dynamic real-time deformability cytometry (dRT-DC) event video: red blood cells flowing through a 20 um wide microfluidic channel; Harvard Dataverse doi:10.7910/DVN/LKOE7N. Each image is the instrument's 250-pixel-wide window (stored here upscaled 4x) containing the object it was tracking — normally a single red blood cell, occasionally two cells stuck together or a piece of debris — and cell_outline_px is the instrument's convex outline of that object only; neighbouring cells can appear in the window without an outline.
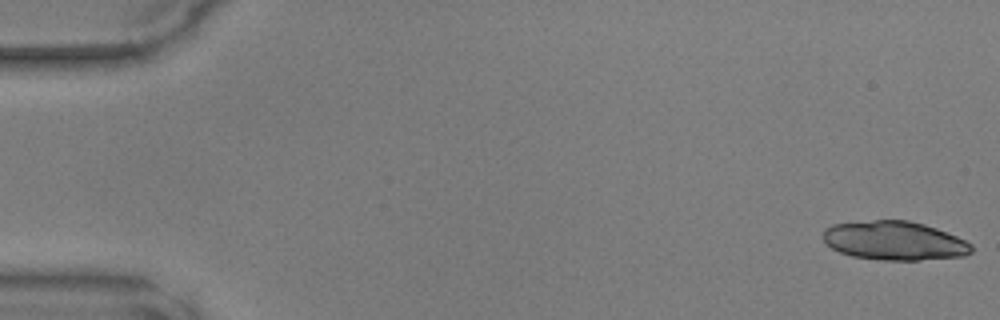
{"species": "common noctule bat (a hibernating species)", "species_latin": "Nyctalus noctula", "temperature_condition": "warm", "stored_images_in_passage": 47, "camera_frame_rate_fps": 3000, "um_per_image_px": 0.085, "animal": {"sex": "male", "body_mass_g": 17.9, "forearm_length_mm": 54.2}, "frame": {"image": 1, "passage_image": 1, "time_ms": 0.0, "image_size_px": [1000, 320], "cell_outline_px": [[972, 252], [964, 256], [920, 260], [880, 260], [852, 256], [840, 252], [832, 248], [824, 240], [824, 228], [832, 224], [876, 220], [908, 220], [924, 224], [936, 228], [956, 236], [972, 244]], "centroid_in_image_um": [76.03, 20.46], "position_along_channel_um": 9.0, "area_um2": 33.58}}